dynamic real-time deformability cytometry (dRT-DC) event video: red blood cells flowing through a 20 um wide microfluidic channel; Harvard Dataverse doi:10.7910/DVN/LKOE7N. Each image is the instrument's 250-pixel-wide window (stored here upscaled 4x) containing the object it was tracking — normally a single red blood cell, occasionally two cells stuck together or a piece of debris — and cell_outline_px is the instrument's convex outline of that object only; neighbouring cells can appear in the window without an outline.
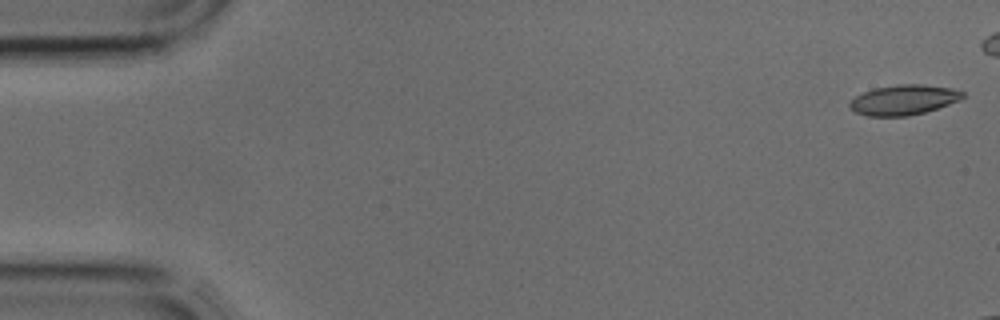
{"species": "common noctule bat (a hibernating species)", "species_latin": "Nyctalus noctula", "temperature_condition": "cold", "stored_images_in_passage": 4, "camera_frame_rate_fps": 3000, "um_per_image_px": 0.085, "animal": {"sex": "male", "body_mass_g": 17.9, "forearm_length_mm": 54.2}, "frame": {"image": 1, "passage_image": 1, "time_ms": 0.0, "image_size_px": [1000, 320], "cell_outline_px": [[964, 96], [960, 100], [924, 112], [908, 116], [868, 116], [856, 112], [848, 104], [856, 96], [872, 88], [896, 84], [924, 84], [952, 88], [964, 92]], "centroid_in_image_um": [76.82, 8.47], "position_along_channel_um": 8.2, "area_um2": 19.71}}